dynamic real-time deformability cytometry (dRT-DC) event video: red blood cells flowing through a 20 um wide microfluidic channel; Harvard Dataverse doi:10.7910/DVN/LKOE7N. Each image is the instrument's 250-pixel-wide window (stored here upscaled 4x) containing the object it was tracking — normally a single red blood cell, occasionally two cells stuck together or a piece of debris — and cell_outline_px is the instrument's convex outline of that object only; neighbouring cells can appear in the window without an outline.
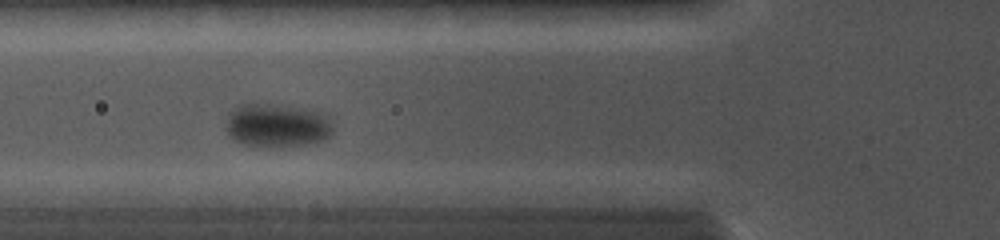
{"species": "common noctule bat (a hibernating species)", "species_latin": "Nyctalus noctula", "temperature_condition": "cold", "stored_images_in_passage": 7, "camera_frame_rate_fps": 5000, "um_per_image_px": 0.085, "animal": {"sex": "female", "body_mass_g": 19.0, "forearm_length_mm": 56.7}, "frame": {"image": 1, "passage_image": 6, "time_ms": 4.4, "image_size_px": [1000, 240], "cell_outline_px": [[332, 132], [328, 136], [320, 140], [304, 144], [244, 144], [236, 140], [224, 128], [228, 116], [232, 108], [240, 104], [284, 104], [312, 108], [324, 112], [332, 124]], "centroid_in_image_um": [23.56, 10.57], "position_along_channel_um": 102.2, "area_um2": 26.76}}
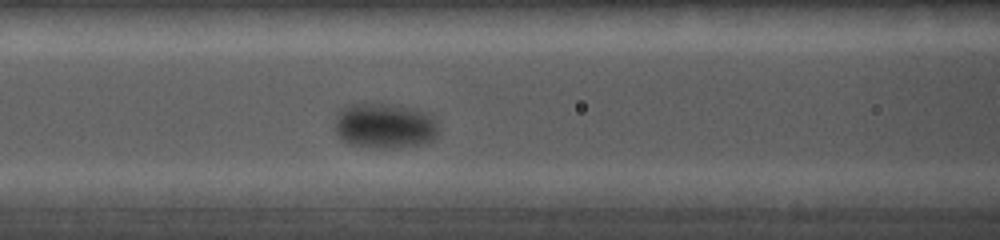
{"frame": {"image": 2, "passage_image": 7, "time_ms": 5.2, "image_size_px": [1000, 240], "cell_outline_px": [[436, 140], [428, 144], [396, 148], [368, 148], [348, 144], [336, 132], [336, 112], [340, 108], [348, 104], [360, 100], [392, 104], [416, 108], [428, 112], [432, 116], [436, 124]], "centroid_in_image_um": [32.68, 10.66], "position_along_channel_um": 133.9, "area_um2": 28.55}}